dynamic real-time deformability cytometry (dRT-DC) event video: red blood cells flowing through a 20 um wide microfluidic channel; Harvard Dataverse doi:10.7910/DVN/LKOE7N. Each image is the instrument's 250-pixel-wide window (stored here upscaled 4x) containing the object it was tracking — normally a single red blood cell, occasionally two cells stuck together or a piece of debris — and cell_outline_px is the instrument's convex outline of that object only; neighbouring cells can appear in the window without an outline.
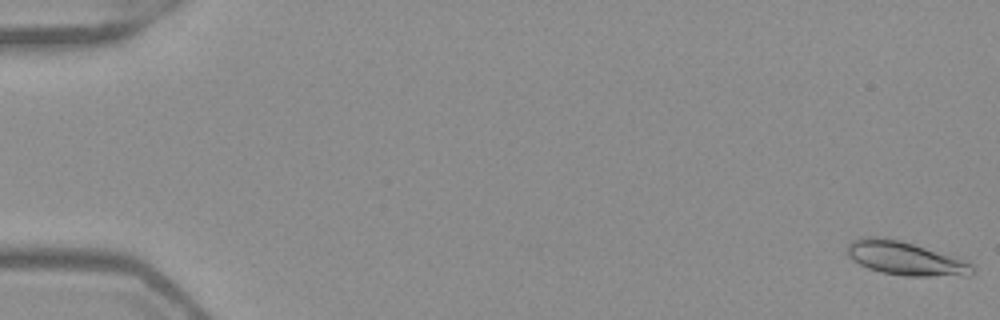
{"species": "Egyptian fruit bat (a non-hibernating species)", "species_latin": "Rousettus aegyptiacus", "temperature_condition": "warm", "stored_images_in_passage": 54, "segment_of_instrument_passage": [1, 2], "camera_frame_rate_fps": 3000, "um_per_image_px": 0.085, "frame": {"image": 1, "passage_image": 1, "time_ms": 0.0, "image_size_px": [1000, 320], "cell_outline_px": [[976, 272], [972, 276], [904, 276], [880, 272], [868, 268], [852, 260], [844, 252], [848, 244], [852, 240], [864, 236], [876, 236], [900, 240], [956, 256], [968, 260], [976, 268]], "centroid_in_image_um": [77.0, 21.96], "position_along_channel_um": 8.0, "area_um2": 25.26}}
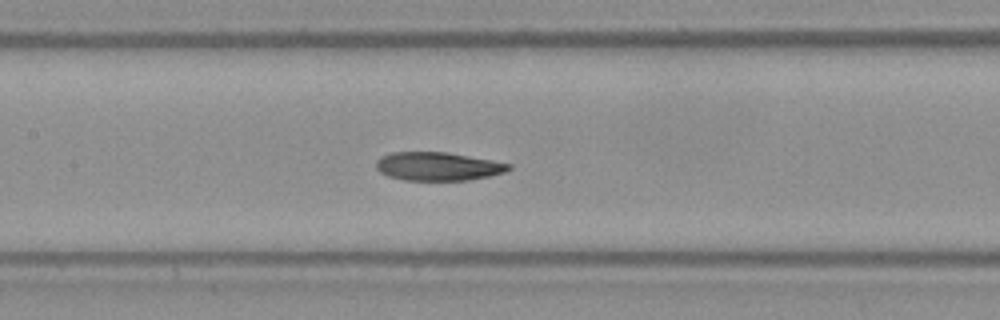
{"frame": {"image": 2, "passage_image": 26, "time_ms": 8.333, "image_size_px": [1000, 320], "cell_outline_px": [[512, 168], [504, 172], [488, 176], [468, 180], [404, 180], [388, 176], [380, 172], [376, 168], [376, 160], [380, 156], [392, 152], [444, 152], [492, 160], [512, 164]], "centroid_in_image_um": [37.2, 14.14], "position_along_channel_um": 170.2, "area_um2": 21.91}}
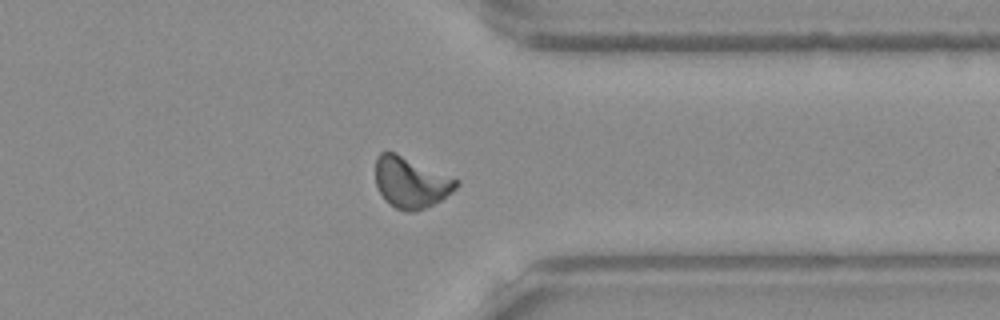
{"frame": {"image": 3, "passage_image": 42, "time_ms": 13.667, "image_size_px": [1000, 320], "cell_outline_px": [[460, 184], [452, 192], [440, 200], [424, 208], [412, 212], [408, 212], [396, 208], [388, 204], [384, 200], [376, 184], [376, 156], [380, 152], [396, 152], [460, 180]], "centroid_in_image_um": [34.92, 15.5], "position_along_channel_um": 376.5, "area_um2": 24.04}}